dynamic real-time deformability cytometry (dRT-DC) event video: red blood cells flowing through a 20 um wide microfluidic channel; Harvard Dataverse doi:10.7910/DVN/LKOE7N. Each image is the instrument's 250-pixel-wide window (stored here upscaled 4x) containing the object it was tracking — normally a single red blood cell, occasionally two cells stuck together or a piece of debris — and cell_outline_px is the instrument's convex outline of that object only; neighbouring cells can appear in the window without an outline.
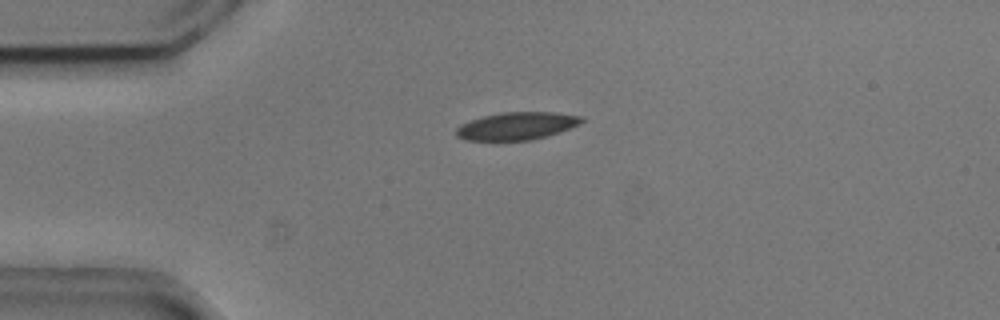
{"species": "common noctule bat (a hibernating species)", "species_latin": "Nyctalus noctula", "temperature_condition": "cold", "stored_images_in_passage": 4, "camera_frame_rate_fps": 3000, "um_per_image_px": 0.085, "animal": {"sex": "male", "body_mass_g": 20.5, "forearm_length_mm": 52.5}, "frame": {"image": 1, "passage_image": 3, "time_ms": 0.667, "image_size_px": [1000, 320], "cell_outline_px": [[584, 120], [580, 124], [532, 140], [468, 140], [456, 136], [456, 128], [460, 124], [484, 116], [500, 112], [556, 112], [584, 116]], "centroid_in_image_um": [43.93, 10.69], "position_along_channel_um": 41.1, "area_um2": 20.0}}